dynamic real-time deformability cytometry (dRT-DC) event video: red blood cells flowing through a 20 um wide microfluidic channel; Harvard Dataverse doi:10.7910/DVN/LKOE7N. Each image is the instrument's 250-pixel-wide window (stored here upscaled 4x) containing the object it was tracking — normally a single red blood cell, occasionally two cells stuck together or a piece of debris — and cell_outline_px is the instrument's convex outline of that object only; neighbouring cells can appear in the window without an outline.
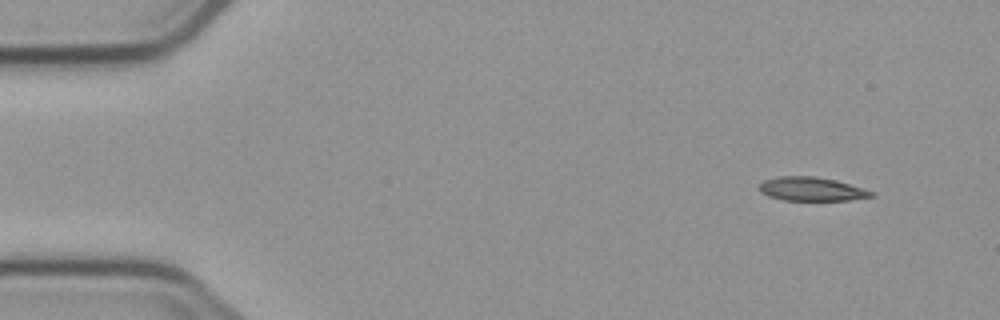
{"species": "common noctule bat (a hibernating species)", "species_latin": "Nyctalus noctula", "temperature_condition": "cold", "stored_images_in_passage": 4, "camera_frame_rate_fps": 3000, "um_per_image_px": 0.085, "animal": {"sex": "male", "body_mass_g": 23.1, "forearm_length_mm": 52.7}, "frame": {"image": 1, "passage_image": 1, "time_ms": 0.0, "image_size_px": [1000, 320], "cell_outline_px": [[876, 196], [848, 200], [784, 200], [768, 196], [760, 192], [756, 188], [764, 180], [780, 176], [812, 176], [836, 180], [876, 192]], "centroid_in_image_um": [68.98, 16.07], "position_along_channel_um": 16.0, "area_um2": 15.61}}
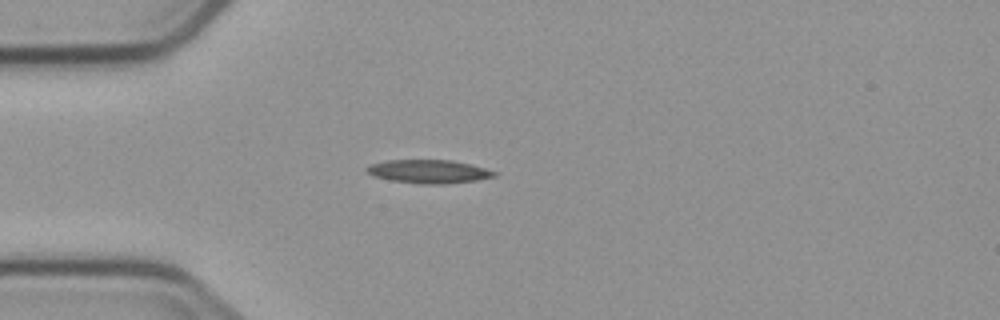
{"frame": {"image": 2, "passage_image": 3, "time_ms": 3.333, "image_size_px": [1000, 320], "cell_outline_px": [[496, 176], [476, 180], [444, 184], [420, 184], [392, 180], [372, 176], [364, 168], [372, 164], [388, 160], [452, 160], [484, 168], [496, 172]], "centroid_in_image_um": [36.42, 14.58], "position_along_channel_um": 48.6, "area_um2": 17.22}}